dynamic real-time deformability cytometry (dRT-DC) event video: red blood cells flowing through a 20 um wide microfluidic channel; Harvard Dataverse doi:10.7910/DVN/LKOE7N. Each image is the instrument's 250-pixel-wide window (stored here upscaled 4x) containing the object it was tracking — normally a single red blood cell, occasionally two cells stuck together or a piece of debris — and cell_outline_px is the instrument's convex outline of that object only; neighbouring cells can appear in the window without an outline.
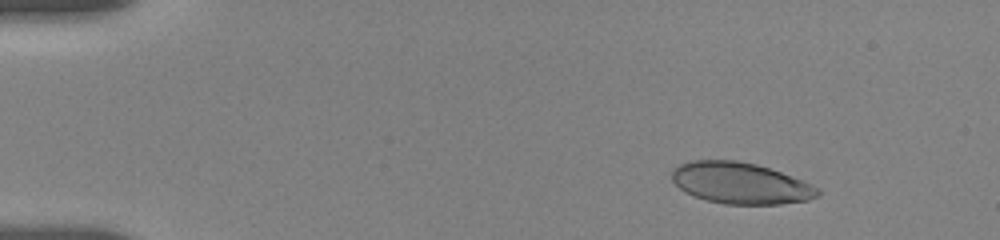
{"species": "human", "species_latin": "Homo sapiens", "temperature_condition": "room temperature", "stored_images_in_passage": 14, "camera_frame_rate_fps": 3000, "um_per_image_px": 0.085, "donor": {"sex": "female"}, "frame": {"image": 1, "passage_image": 3, "time_ms": 1.667, "image_size_px": [1000, 240], "cell_outline_px": [[820, 196], [808, 200], [780, 204], [724, 204], [708, 200], [684, 192], [672, 180], [672, 168], [688, 160], [736, 160], [756, 164], [780, 172], [812, 184], [820, 188]], "centroid_in_image_um": [62.94, 15.56], "position_along_channel_um": 22.1, "area_um2": 35.14}}
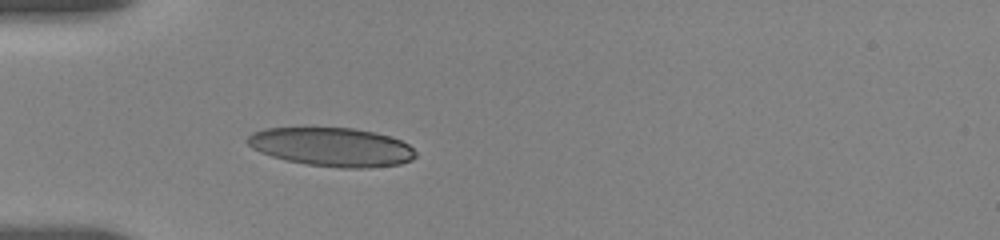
{"frame": {"image": 2, "passage_image": 11, "time_ms": 5.0, "image_size_px": [1000, 240], "cell_outline_px": [[416, 156], [412, 160], [400, 164], [368, 168], [340, 168], [304, 164], [272, 156], [260, 152], [252, 148], [244, 140], [252, 132], [264, 128], [352, 128], [376, 132], [400, 140], [408, 144], [416, 152]], "centroid_in_image_um": [28.2, 12.5], "position_along_channel_um": 56.8, "area_um2": 38.09}}
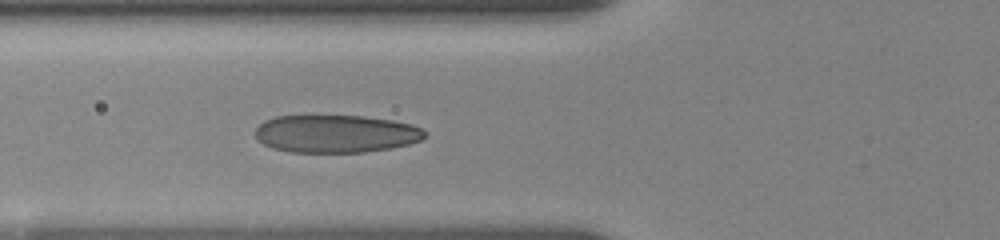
{"frame": {"image": 3, "passage_image": 14, "time_ms": 6.333, "image_size_px": [1000, 240], "cell_outline_px": [[428, 136], [420, 140], [408, 144], [392, 148], [364, 152], [292, 152], [272, 148], [256, 140], [256, 128], [264, 120], [276, 116], [364, 116], [392, 120], [412, 124], [428, 132]], "centroid_in_image_um": [28.56, 11.37], "position_along_channel_um": 97.2, "area_um2": 37.45}}